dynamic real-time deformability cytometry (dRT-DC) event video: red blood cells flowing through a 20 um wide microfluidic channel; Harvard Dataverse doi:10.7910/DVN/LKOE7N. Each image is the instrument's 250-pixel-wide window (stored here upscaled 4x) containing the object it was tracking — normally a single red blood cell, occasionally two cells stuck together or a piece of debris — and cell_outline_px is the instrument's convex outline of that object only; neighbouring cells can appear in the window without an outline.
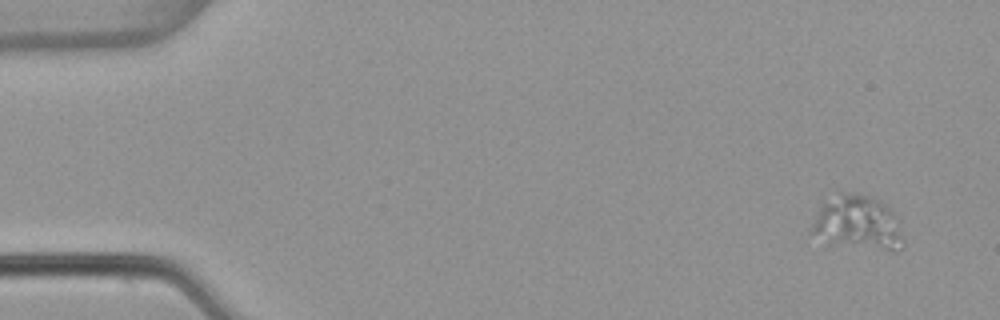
{"species": "common noctule bat (a hibernating species)", "species_latin": "Nyctalus noctula", "temperature_condition": "warm", "stored_images_in_passage": 7, "camera_frame_rate_fps": 3000, "um_per_image_px": 0.085, "animal": {"sex": "female", "body_mass_g": 22.7, "forearm_length_mm": 54.2}, "frame": {"image": 1, "passage_image": 1, "time_ms": 0.0, "image_size_px": [1000, 320], "cell_outline_px": [[904, 244], [896, 252], [892, 252], [828, 244], [808, 232], [820, 208], [824, 204], [840, 192], [852, 192], [868, 196], [880, 200], [892, 208], [900, 220], [904, 240]], "centroid_in_image_um": [72.97, 18.99], "position_along_channel_um": 12.0, "area_um2": 29.82}}
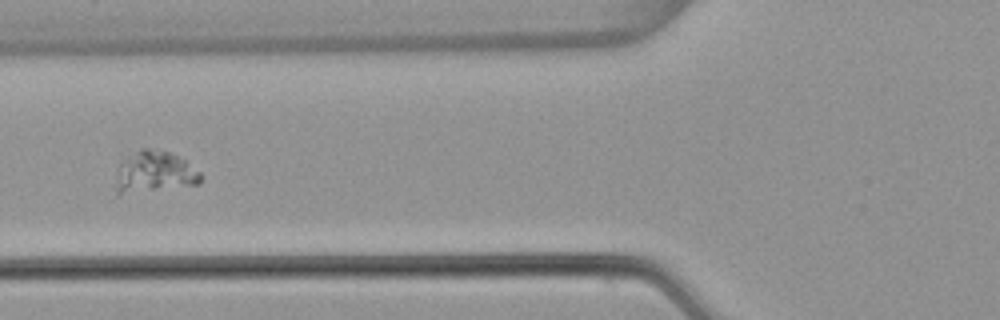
{"frame": {"image": 2, "passage_image": 5, "time_ms": 1.333, "image_size_px": [1000, 320], "cell_outline_px": [[204, 176], [200, 184], [116, 196], [116, 176], [120, 164], [140, 148], [148, 148], [168, 152], [184, 160], [200, 172]], "centroid_in_image_um": [13.13, 14.67], "position_along_channel_um": 112.7, "area_um2": 20.58}}
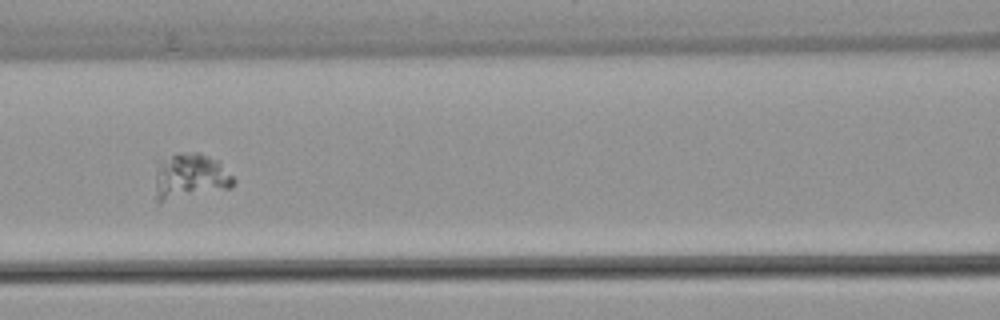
{"frame": {"image": 3, "passage_image": 6, "time_ms": 1.667, "image_size_px": [1000, 320], "cell_outline_px": [[236, 180], [228, 188], [156, 204], [156, 172], [160, 164], [172, 156], [180, 152], [200, 152], [216, 160]], "centroid_in_image_um": [16.15, 15.02], "position_along_channel_um": 150.5, "area_um2": 20.4}}